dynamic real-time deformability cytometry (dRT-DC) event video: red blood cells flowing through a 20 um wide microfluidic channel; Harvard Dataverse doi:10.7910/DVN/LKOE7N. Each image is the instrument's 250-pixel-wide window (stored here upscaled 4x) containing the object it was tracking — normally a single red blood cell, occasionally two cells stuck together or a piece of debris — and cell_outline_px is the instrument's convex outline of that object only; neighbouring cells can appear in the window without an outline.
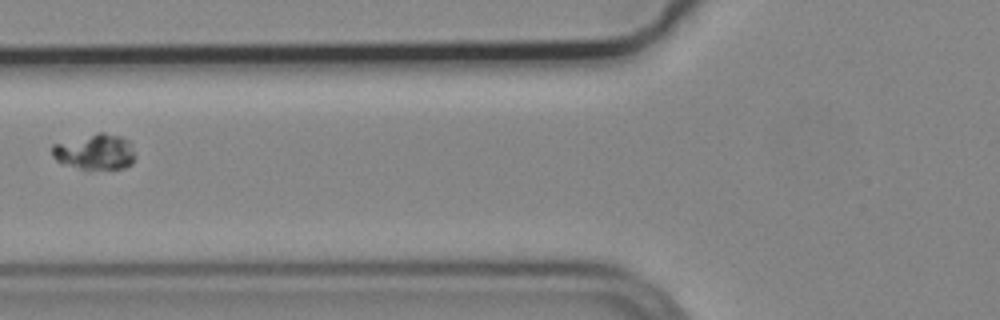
{"species": "common noctule bat (a hibernating species)", "species_latin": "Nyctalus noctula", "temperature_condition": "cold", "stored_images_in_passage": 7, "camera_frame_rate_fps": 3000, "um_per_image_px": 0.085, "animal": {"sex": "male", "body_mass_g": 19.2, "forearm_length_mm": 51.8}, "frame": {"image": 1, "passage_image": 7, "time_ms": 2.0, "image_size_px": [1000, 320], "cell_outline_px": [[132, 164], [124, 168], [80, 168], [60, 164], [52, 156], [52, 144], [96, 132], [104, 132], [120, 136], [128, 140], [132, 152]], "centroid_in_image_um": [8.0, 12.88], "position_along_channel_um": 117.8, "area_um2": 17.05}}